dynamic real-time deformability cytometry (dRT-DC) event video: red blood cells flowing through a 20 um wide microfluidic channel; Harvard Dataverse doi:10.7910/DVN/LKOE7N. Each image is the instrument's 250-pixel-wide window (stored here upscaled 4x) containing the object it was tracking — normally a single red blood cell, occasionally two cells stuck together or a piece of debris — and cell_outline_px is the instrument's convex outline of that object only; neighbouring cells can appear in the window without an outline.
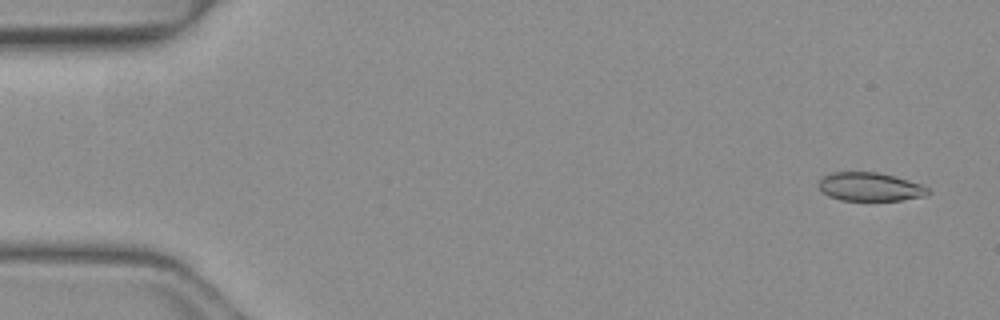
{"species": "common noctule bat (a hibernating species)", "species_latin": "Nyctalus noctula", "temperature_condition": "warm", "stored_images_in_passage": 50, "camera_frame_rate_fps": 3000, "um_per_image_px": 0.085, "animal": {"sex": "female", "body_mass_g": 19.3, "forearm_length_mm": 54.1}, "frame": {"image": 1, "passage_image": 3, "time_ms": 0.667, "image_size_px": [1000, 320], "cell_outline_px": [[932, 192], [924, 196], [900, 200], [840, 200], [828, 196], [816, 184], [820, 176], [832, 172], [876, 172], [896, 176], [920, 184], [928, 188]], "centroid_in_image_um": [73.91, 15.87], "position_along_channel_um": 11.1, "area_um2": 18.32}}
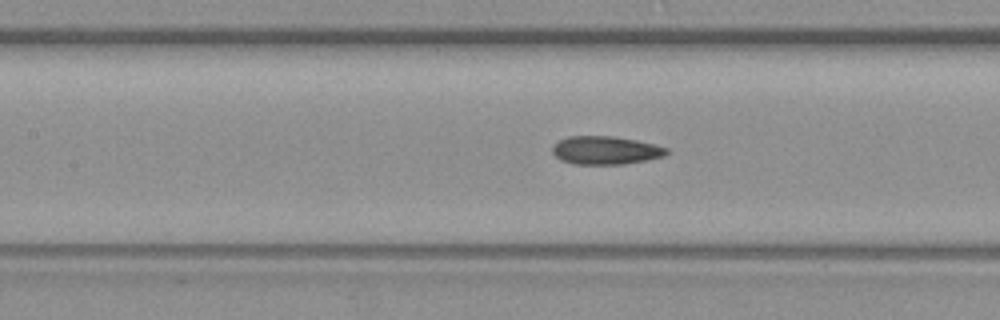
{"frame": {"image": 2, "passage_image": 23, "time_ms": 7.333, "image_size_px": [1000, 320], "cell_outline_px": [[668, 152], [664, 156], [648, 160], [624, 164], [572, 164], [560, 160], [552, 152], [552, 144], [568, 136], [612, 136], [636, 140], [668, 148]], "centroid_in_image_um": [51.44, 12.78], "position_along_channel_um": 156.0, "area_um2": 18.84}}
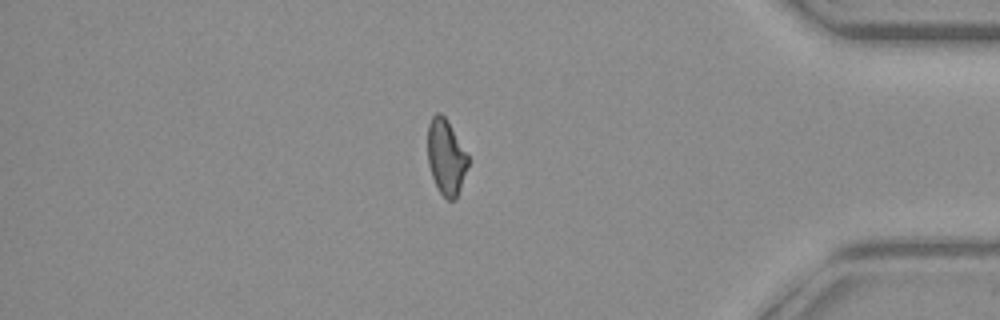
{"frame": {"image": 3, "passage_image": 43, "time_ms": 14.0, "image_size_px": [1000, 320], "cell_outline_px": [[468, 164], [456, 200], [448, 200], [440, 192], [432, 176], [428, 164], [428, 124], [432, 116], [436, 112], [440, 112], [444, 116], [468, 156]], "centroid_in_image_um": [37.89, 13.35], "position_along_channel_um": 397.3, "area_um2": 17.34}, "authors_computed_cell_mechanics": {"area_um2": 18.7272, "velocity_mm_per_s": 4.1394, "shape_relaxation_time_tau1_ms": null, "shape_relaxation_time_tau2_ms": 1.7678, "deformation_change_tau1": null, "deformation_change_tau2": 0.0868}}